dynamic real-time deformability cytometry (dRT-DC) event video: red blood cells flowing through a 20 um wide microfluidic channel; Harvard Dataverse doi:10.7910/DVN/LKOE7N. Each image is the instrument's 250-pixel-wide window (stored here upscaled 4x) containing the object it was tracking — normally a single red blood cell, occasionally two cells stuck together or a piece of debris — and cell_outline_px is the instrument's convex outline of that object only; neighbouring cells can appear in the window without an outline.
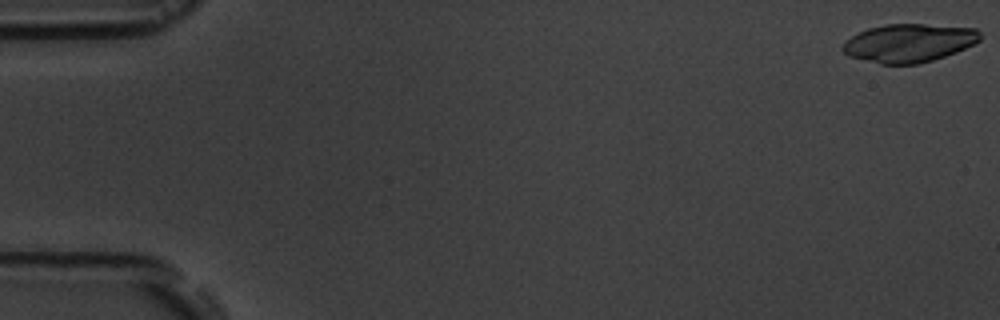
{"species": "common noctule bat (a hibernating species)", "species_latin": "Nyctalus noctula", "temperature_condition": "room temperature", "stored_images_in_passage": 7, "camera_frame_rate_fps": 3000, "um_per_image_px": 0.085, "animal": {"sex": "male", "body_mass_g": 19.5, "forearm_length_mm": 54.6}, "frame": {"image": 1, "passage_image": 1, "time_ms": 0.0, "image_size_px": [1000, 320], "cell_outline_px": [[980, 40], [956, 52], [932, 60], [916, 64], [880, 64], [848, 56], [840, 48], [844, 40], [868, 28], [884, 24], [924, 24], [976, 28], [980, 32]], "centroid_in_image_um": [77.22, 3.65], "position_along_channel_um": 7.8, "area_um2": 30.63}}
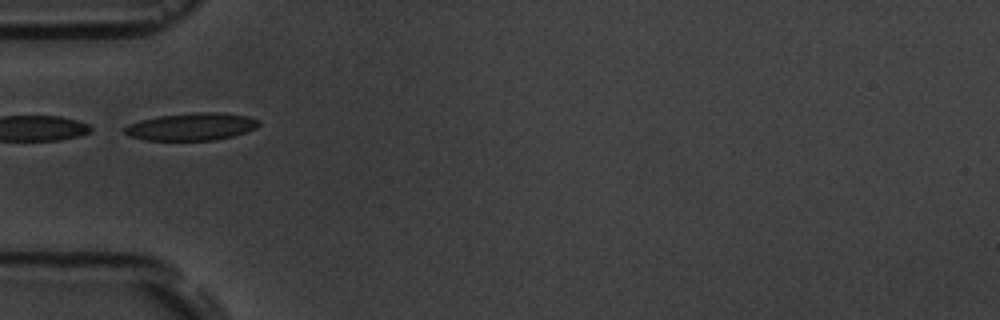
{"frame": {"image": 2, "passage_image": 6, "time_ms": 6.0, "image_size_px": [1000, 320], "cell_outline_px": [[260, 124], [256, 128], [232, 136], [216, 140], [144, 140], [128, 136], [120, 128], [128, 124], [140, 120], [160, 116], [196, 112], [220, 112], [248, 116], [260, 120]], "centroid_in_image_um": [16.25, 10.76], "position_along_channel_um": 68.8, "area_um2": 21.62}}